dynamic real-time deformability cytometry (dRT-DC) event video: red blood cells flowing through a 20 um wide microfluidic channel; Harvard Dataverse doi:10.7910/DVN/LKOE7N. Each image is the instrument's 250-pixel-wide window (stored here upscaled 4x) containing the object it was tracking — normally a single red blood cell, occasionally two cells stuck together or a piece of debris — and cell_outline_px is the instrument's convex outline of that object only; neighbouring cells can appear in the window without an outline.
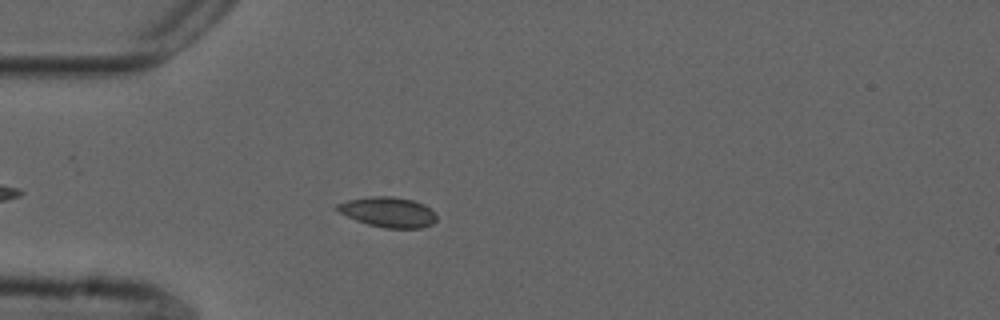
{"species": "common noctule bat (a hibernating species)", "species_latin": "Nyctalus noctula", "temperature_condition": "cold", "stored_images_in_passage": 36, "camera_frame_rate_fps": 3000, "um_per_image_px": 0.085, "animal": {"sex": "male", "forearm_length_mm": 52.5}, "frame": {"image": 1, "passage_image": 7, "time_ms": 2.0, "image_size_px": [1000, 320], "cell_outline_px": [[436, 220], [432, 224], [420, 228], [384, 228], [368, 224], [356, 220], [340, 212], [336, 208], [336, 204], [348, 200], [372, 196], [392, 196], [412, 200], [424, 204], [436, 216]], "centroid_in_image_um": [32.99, 18.03], "position_along_channel_um": 52.0, "area_um2": 17.22}}
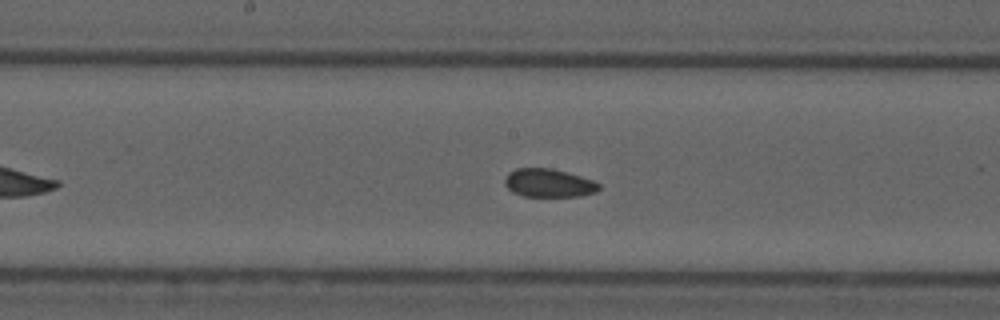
{"frame": {"image": 2, "passage_image": 20, "time_ms": 6.333, "image_size_px": [1000, 320], "cell_outline_px": [[600, 188], [596, 192], [580, 196], [524, 196], [512, 192], [504, 184], [504, 180], [508, 172], [516, 168], [552, 168], [568, 172], [592, 180], [600, 184]], "centroid_in_image_um": [46.62, 15.55], "position_along_channel_um": 201.6, "area_um2": 15.61}}
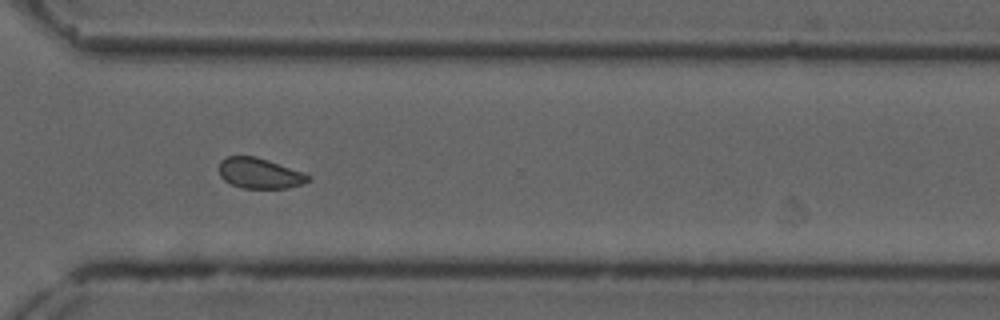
{"frame": {"image": 3, "passage_image": 32, "time_ms": 10.333, "image_size_px": [1000, 320], "cell_outline_px": [[312, 180], [304, 184], [288, 188], [244, 188], [232, 184], [224, 180], [220, 176], [220, 160], [228, 156], [256, 156], [304, 172], [312, 176]], "centroid_in_image_um": [22.13, 14.73], "position_along_channel_um": 348.5, "area_um2": 15.95}, "authors_computed_cell_mechanics": {"area_um2": 16.2707, "velocity_mm_per_s": 3.6774, "shape_relaxation_time_tau1_ms": null, "shape_relaxation_time_tau2_ms": 3.3242, "deformation_change_tau1": null, "deformation_change_tau2": 0.07}}